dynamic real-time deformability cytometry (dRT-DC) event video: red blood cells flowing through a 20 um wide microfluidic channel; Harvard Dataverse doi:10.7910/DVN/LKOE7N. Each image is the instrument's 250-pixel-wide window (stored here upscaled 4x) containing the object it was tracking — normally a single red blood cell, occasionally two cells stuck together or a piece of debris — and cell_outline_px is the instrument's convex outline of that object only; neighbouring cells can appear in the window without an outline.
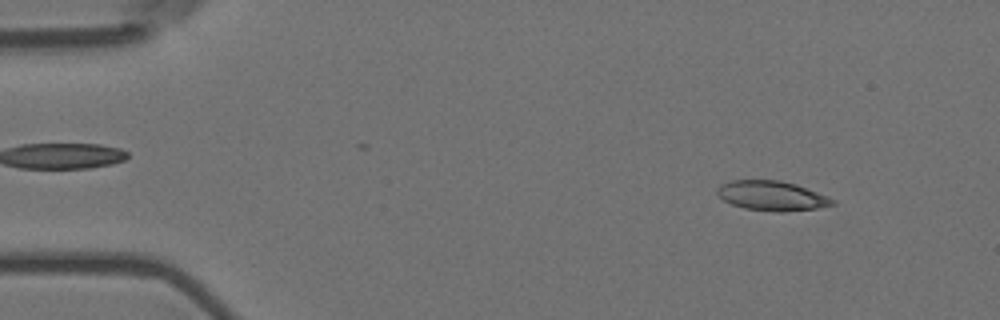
{"species": "Egyptian fruit bat (a non-hibernating species)", "species_latin": "Rousettus aegyptiacus", "temperature_condition": "room temperature", "stored_images_in_passage": 4, "camera_frame_rate_fps": 3000, "um_per_image_px": 0.085, "animal": {"sex": "female"}, "frame": {"image": 1, "passage_image": 1, "time_ms": 0.0, "image_size_px": [1000, 320], "cell_outline_px": [[836, 204], [816, 208], [784, 212], [776, 212], [744, 208], [732, 204], [724, 200], [716, 192], [720, 184], [732, 180], [780, 180], [796, 184], [828, 196], [836, 200]], "centroid_in_image_um": [65.63, 16.64], "position_along_channel_um": 19.4, "area_um2": 19.94}}
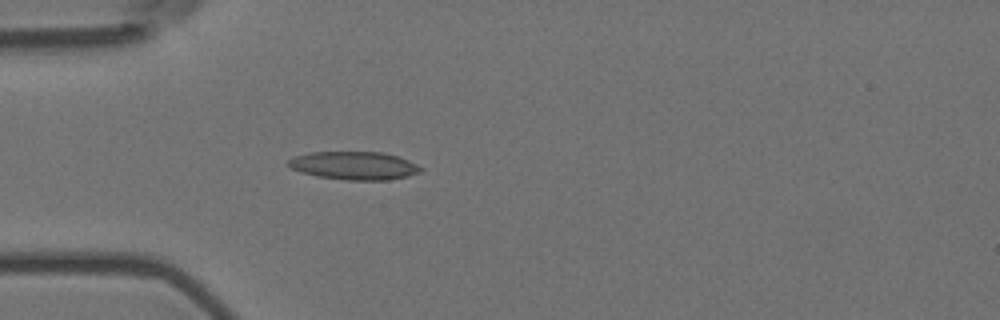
{"frame": {"image": 2, "passage_image": 4, "time_ms": 1.0, "image_size_px": [1000, 320], "cell_outline_px": [[424, 168], [420, 172], [408, 176], [388, 180], [348, 180], [316, 176], [300, 172], [284, 164], [288, 160], [296, 156], [312, 152], [384, 152], [400, 156]], "centroid_in_image_um": [30.12, 14.07], "position_along_channel_um": 54.9, "area_um2": 21.85}}